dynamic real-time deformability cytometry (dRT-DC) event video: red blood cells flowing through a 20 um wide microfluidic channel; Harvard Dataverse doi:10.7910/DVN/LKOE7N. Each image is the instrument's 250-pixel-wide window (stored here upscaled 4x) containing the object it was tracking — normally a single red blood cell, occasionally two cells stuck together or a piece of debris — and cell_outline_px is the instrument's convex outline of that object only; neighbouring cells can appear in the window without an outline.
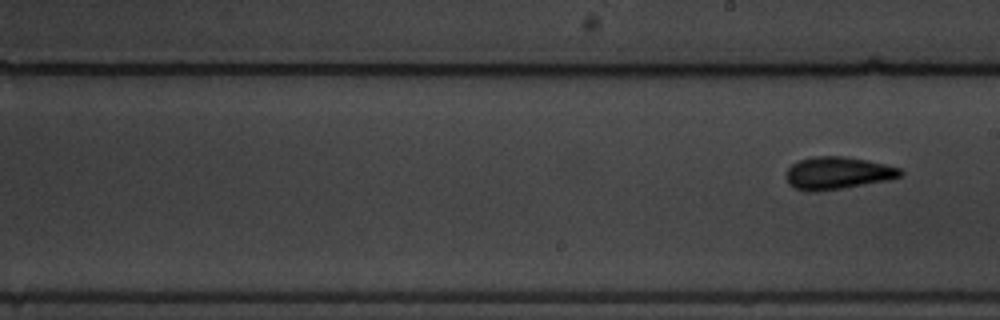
{"species": "common noctule bat (a hibernating species)", "species_latin": "Nyctalus noctula", "temperature_condition": "warm", "stored_images_in_passage": 7, "segment_of_instrument_passage": [2, 2], "camera_frame_rate_fps": 3000, "um_per_image_px": 0.085, "animal": {"sex": "male", "body_mass_g": 19.5, "forearm_length_mm": 54.6}, "frame": {"image": 1, "passage_image": 7, "time_ms": 2.0, "image_size_px": [1000, 320], "cell_outline_px": [[904, 172], [900, 176], [892, 180], [844, 188], [816, 192], [808, 192], [796, 188], [788, 184], [784, 176], [788, 168], [792, 164], [800, 160], [812, 156], [844, 156], [868, 160], [900, 168]], "centroid_in_image_um": [71.19, 14.72], "position_along_channel_um": 217.8, "area_um2": 21.96}}